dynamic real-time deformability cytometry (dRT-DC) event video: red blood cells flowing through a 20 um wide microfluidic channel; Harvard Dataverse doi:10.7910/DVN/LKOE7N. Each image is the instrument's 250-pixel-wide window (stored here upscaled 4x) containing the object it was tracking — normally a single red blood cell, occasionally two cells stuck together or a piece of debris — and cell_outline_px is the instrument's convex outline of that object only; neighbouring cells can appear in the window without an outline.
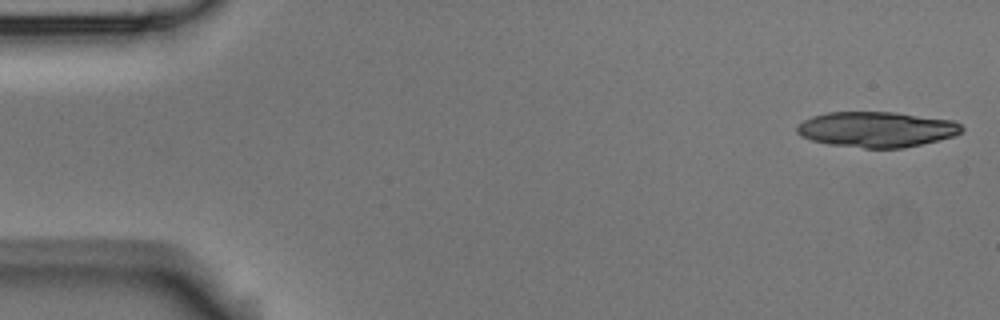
{"species": "Egyptian fruit bat (a non-hibernating species)", "species_latin": "Rousettus aegyptiacus", "temperature_condition": "room temperature", "stored_images_in_passage": 6, "camera_frame_rate_fps": 3000, "um_per_image_px": 0.085, "animal": {"sex": "male"}, "frame": {"image": 1, "passage_image": 1, "time_ms": 0.0, "image_size_px": [1000, 320], "cell_outline_px": [[964, 128], [960, 132], [952, 136], [904, 148], [864, 148], [828, 144], [812, 140], [800, 136], [796, 132], [796, 124], [812, 116], [828, 112], [896, 112], [956, 120]], "centroid_in_image_um": [74.48, 10.99], "position_along_channel_um": 10.5, "area_um2": 34.22}}